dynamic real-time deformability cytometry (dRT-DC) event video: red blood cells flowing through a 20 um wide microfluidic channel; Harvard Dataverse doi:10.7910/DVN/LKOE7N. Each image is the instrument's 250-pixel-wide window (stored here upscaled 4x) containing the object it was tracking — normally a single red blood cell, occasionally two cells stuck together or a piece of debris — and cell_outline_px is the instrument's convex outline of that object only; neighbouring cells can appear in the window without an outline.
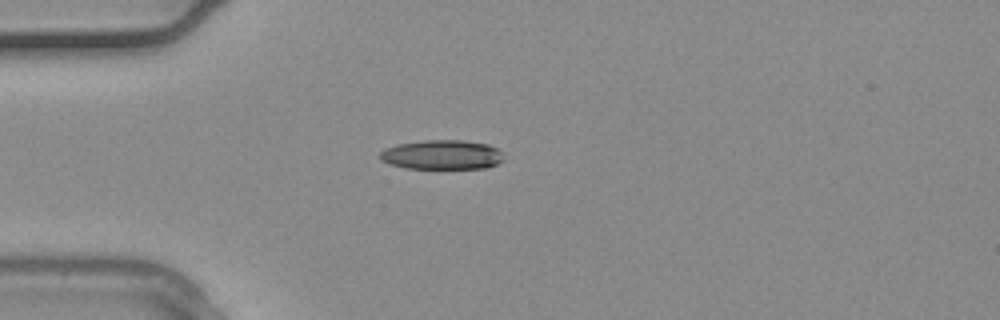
{"species": "common noctule bat (a hibernating species)", "species_latin": "Nyctalus noctula", "temperature_condition": "warm", "stored_images_in_passage": 2, "camera_frame_rate_fps": 3000, "um_per_image_px": 0.085, "animal": {"sex": "male", "body_mass_g": 20.4}, "frame": {"image": 1, "passage_image": 2, "time_ms": 0.333, "image_size_px": [1000, 320], "cell_outline_px": [[504, 160], [488, 168], [404, 168], [388, 164], [380, 160], [380, 152], [384, 148], [400, 144], [424, 140], [464, 140], [488, 144], [504, 152]], "centroid_in_image_um": [37.59, 13.15], "position_along_channel_um": 47.4, "area_um2": 21.44}}